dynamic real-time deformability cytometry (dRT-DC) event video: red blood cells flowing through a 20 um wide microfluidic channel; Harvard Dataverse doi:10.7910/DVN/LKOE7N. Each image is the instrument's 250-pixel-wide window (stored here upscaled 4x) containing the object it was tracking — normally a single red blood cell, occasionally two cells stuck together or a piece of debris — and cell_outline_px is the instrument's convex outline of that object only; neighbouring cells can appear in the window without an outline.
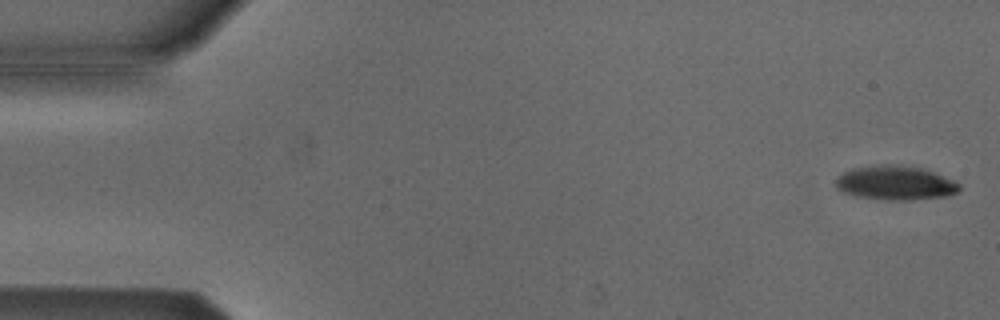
{"species": "Egyptian fruit bat (a non-hibernating species)", "species_latin": "Rousettus aegyptiacus", "temperature_condition": "cold", "stored_images_in_passage": 55, "camera_frame_rate_fps": 3000, "um_per_image_px": 0.085, "animal": {"sex": "male"}, "frame": {"image": 1, "passage_image": 2, "time_ms": 0.333, "image_size_px": [1000, 320], "cell_outline_px": [[960, 188], [956, 192], [948, 196], [912, 200], [884, 200], [856, 196], [844, 192], [836, 188], [836, 180], [844, 172], [852, 168], [888, 164], [920, 168], [932, 172], [952, 180], [960, 184]], "centroid_in_image_um": [76.1, 15.57], "position_along_channel_um": 8.9, "area_um2": 24.28}}
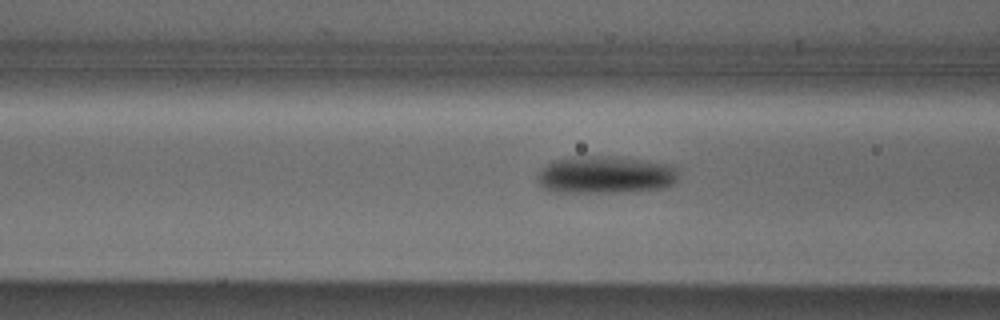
{"frame": {"image": 2, "passage_image": 21, "time_ms": 6.667, "image_size_px": [1000, 320], "cell_outline_px": [[676, 180], [672, 184], [664, 188], [628, 192], [556, 192], [544, 188], [536, 180], [536, 176], [540, 168], [552, 160], [572, 156], [608, 156], [676, 164]], "centroid_in_image_um": [51.43, 14.85], "position_along_channel_um": 115.2, "area_um2": 31.21}}
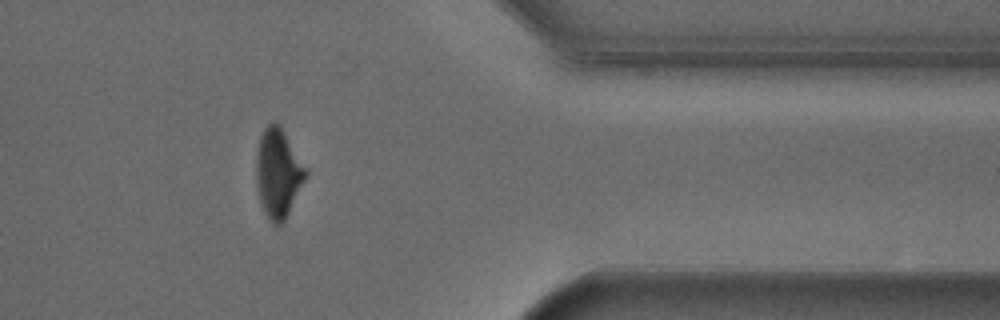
{"frame": {"image": 3, "passage_image": 44, "time_ms": 14.333, "image_size_px": [1000, 320], "cell_outline_px": [[308, 176], [284, 220], [276, 228], [272, 224], [264, 212], [260, 200], [256, 184], [256, 152], [260, 136], [264, 128], [272, 120], [276, 120], [280, 124], [308, 172]], "centroid_in_image_um": [23.63, 14.7], "position_along_channel_um": 387.8, "area_um2": 25.84}, "authors_computed_cell_mechanics": {"area_um2": 27.2238, "velocity_mm_per_s": 3.8265, "shape_relaxation_time_tau1_ms": 2.3922, "shape_relaxation_time_tau2_ms": 9.2956, "deformation_change_tau1": 0.1231, "deformation_change_tau2": 0.1328}}